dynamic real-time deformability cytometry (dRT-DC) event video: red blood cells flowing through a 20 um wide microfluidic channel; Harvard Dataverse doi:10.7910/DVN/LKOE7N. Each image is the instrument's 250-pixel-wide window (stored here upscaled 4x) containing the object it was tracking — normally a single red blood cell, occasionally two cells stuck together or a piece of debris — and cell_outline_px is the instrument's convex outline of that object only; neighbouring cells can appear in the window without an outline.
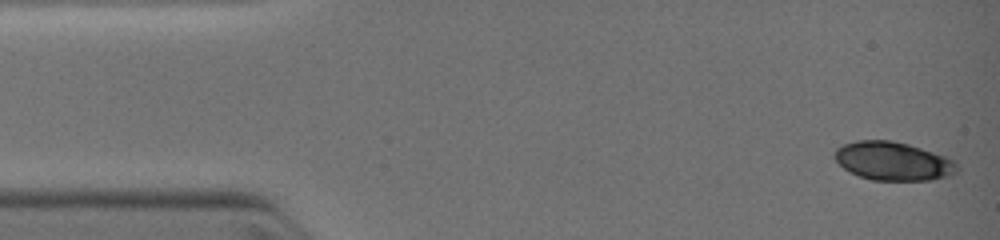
{"species": "common noctule bat (a hibernating species)", "species_latin": "Nyctalus noctula", "temperature_condition": "warm", "stored_images_in_passage": 38, "camera_frame_rate_fps": 3000, "um_per_image_px": 0.085, "animal": {"sex": "female", "body_mass_g": 19.0, "forearm_length_mm": 51.5}, "frame": {"image": 1, "passage_image": 1, "time_ms": 0.0, "image_size_px": [1000, 240], "cell_outline_px": [[960, 168], [956, 172], [948, 176], [932, 180], [872, 180], [860, 176], [844, 168], [832, 156], [836, 148], [844, 144], [856, 140], [888, 140], [908, 144], [948, 156], [956, 160]], "centroid_in_image_um": [75.95, 13.69], "position_along_channel_um": 9.0, "area_um2": 27.69}}